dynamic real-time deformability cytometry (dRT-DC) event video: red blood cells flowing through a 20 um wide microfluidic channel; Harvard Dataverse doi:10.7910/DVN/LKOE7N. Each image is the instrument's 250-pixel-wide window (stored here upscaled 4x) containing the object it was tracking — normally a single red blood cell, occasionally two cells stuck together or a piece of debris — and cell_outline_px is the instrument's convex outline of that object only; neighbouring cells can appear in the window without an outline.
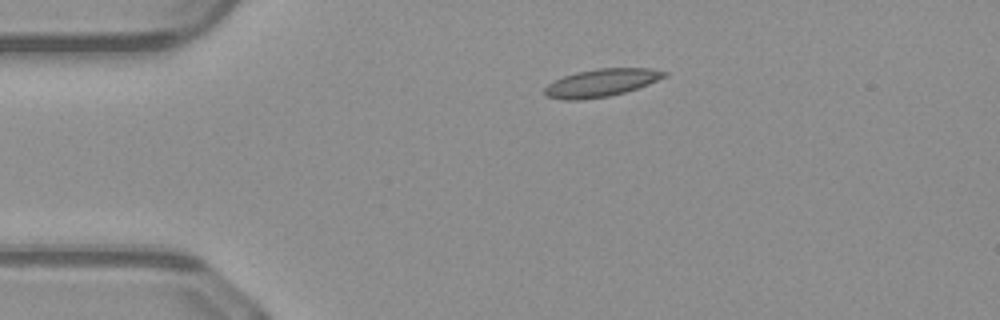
{"species": "common noctule bat (a hibernating species)", "species_latin": "Nyctalus noctula", "temperature_condition": "warm", "stored_images_in_passage": 41, "camera_frame_rate_fps": 3000, "um_per_image_px": 0.085, "animal": {"sex": "male", "body_mass_g": 23.1, "forearm_length_mm": 52.7}, "frame": {"image": 1, "passage_image": 1, "time_ms": 0.0, "image_size_px": [1000, 320], "cell_outline_px": [[668, 76], [648, 84], [624, 92], [608, 96], [580, 100], [564, 100], [548, 96], [544, 92], [544, 88], [548, 84], [564, 76], [576, 72], [596, 68], [652, 68], [668, 72]], "centroid_in_image_um": [51.14, 7.02], "position_along_channel_um": 33.9, "area_um2": 19.25}}
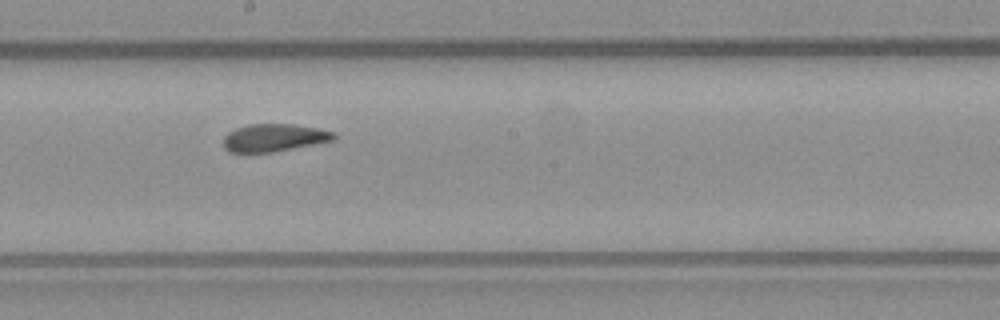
{"frame": {"image": 2, "passage_image": 18, "time_ms": 5.667, "image_size_px": [1000, 320], "cell_outline_px": [[336, 136], [332, 140], [272, 152], [228, 152], [224, 148], [224, 136], [228, 132], [236, 128], [248, 124], [292, 124], [316, 128], [336, 132]], "centroid_in_image_um": [23.25, 11.7], "position_along_channel_um": 224.9, "area_um2": 17.57}}
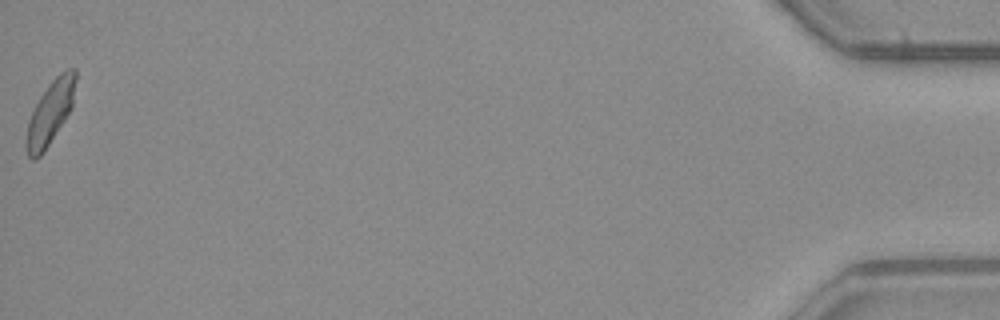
{"frame": {"image": 3, "passage_image": 41, "time_ms": 13.333, "image_size_px": [1000, 320], "cell_outline_px": [[76, 80], [72, 108], [40, 156], [36, 160], [32, 160], [28, 156], [24, 144], [28, 120], [32, 108], [48, 84], [60, 72], [68, 68], [76, 68]], "centroid_in_image_um": [4.24, 9.56], "position_along_channel_um": 431.0, "area_um2": 18.38}, "authors_computed_cell_mechanics": {"area_um2": 18.0914, "velocity_mm_per_s": 4.107, "shape_relaxation_time_tau1_ms": null, "shape_relaxation_time_tau2_ms": 2.4313, "deformation_change_tau1": null, "deformation_change_tau2": 0.0898}}